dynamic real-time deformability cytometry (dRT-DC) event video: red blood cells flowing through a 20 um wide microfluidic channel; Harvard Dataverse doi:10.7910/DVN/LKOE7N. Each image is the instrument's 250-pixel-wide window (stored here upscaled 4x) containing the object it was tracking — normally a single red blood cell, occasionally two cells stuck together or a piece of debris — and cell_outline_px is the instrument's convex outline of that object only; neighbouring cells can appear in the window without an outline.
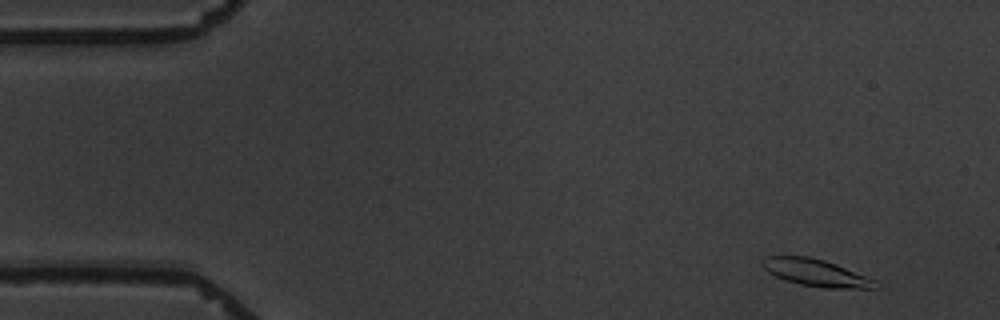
{"species": "common noctule bat (a hibernating species)", "species_latin": "Nyctalus noctula", "temperature_condition": "warm", "stored_images_in_passage": 6, "camera_frame_rate_fps": 3000, "um_per_image_px": 0.085, "animal": {"sex": "male", "body_mass_g": 19.5, "forearm_length_mm": 54.6}, "frame": {"image": 1, "passage_image": 1, "time_ms": 0.0, "image_size_px": [1000, 320], "cell_outline_px": [[880, 288], [824, 288], [800, 284], [784, 280], [768, 272], [760, 264], [760, 260], [764, 256], [808, 256], [824, 260], [836, 264], [868, 276], [876, 280]], "centroid_in_image_um": [69.35, 23.18], "position_along_channel_um": 15.7, "area_um2": 18.03}}
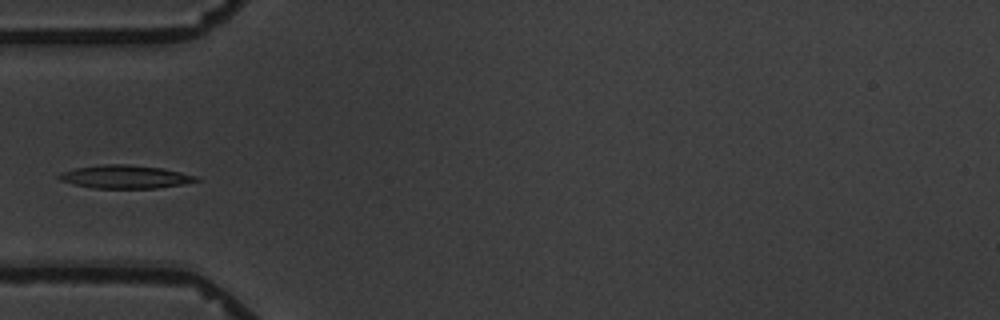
{"frame": {"image": 2, "passage_image": 5, "time_ms": 4.667, "image_size_px": [1000, 320], "cell_outline_px": [[200, 180], [184, 184], [156, 188], [96, 188], [72, 184], [60, 180], [56, 176], [60, 172], [76, 168], [104, 164], [128, 164], [160, 168], [200, 176]], "centroid_in_image_um": [10.64, 15.03], "position_along_channel_um": 74.4, "area_um2": 18.55}}
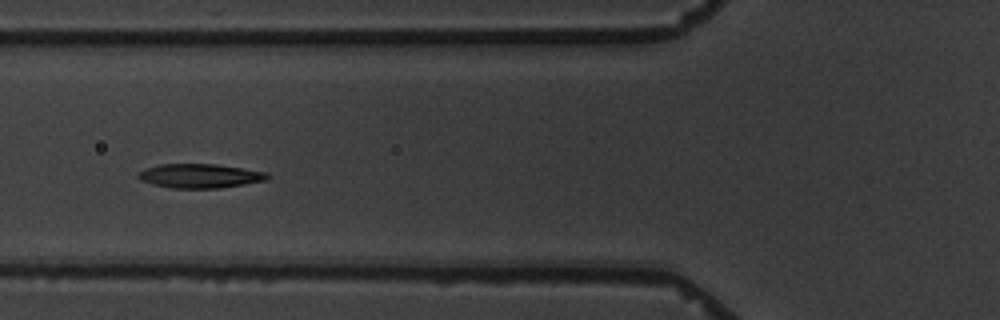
{"frame": {"image": 3, "passage_image": 6, "time_ms": 5.667, "image_size_px": [1000, 320], "cell_outline_px": [[272, 176], [268, 180], [220, 188], [172, 188], [152, 184], [140, 180], [136, 176], [144, 168], [160, 164], [216, 164], [268, 172]], "centroid_in_image_um": [17.02, 14.95], "position_along_channel_um": 108.8, "area_um2": 18.32}}